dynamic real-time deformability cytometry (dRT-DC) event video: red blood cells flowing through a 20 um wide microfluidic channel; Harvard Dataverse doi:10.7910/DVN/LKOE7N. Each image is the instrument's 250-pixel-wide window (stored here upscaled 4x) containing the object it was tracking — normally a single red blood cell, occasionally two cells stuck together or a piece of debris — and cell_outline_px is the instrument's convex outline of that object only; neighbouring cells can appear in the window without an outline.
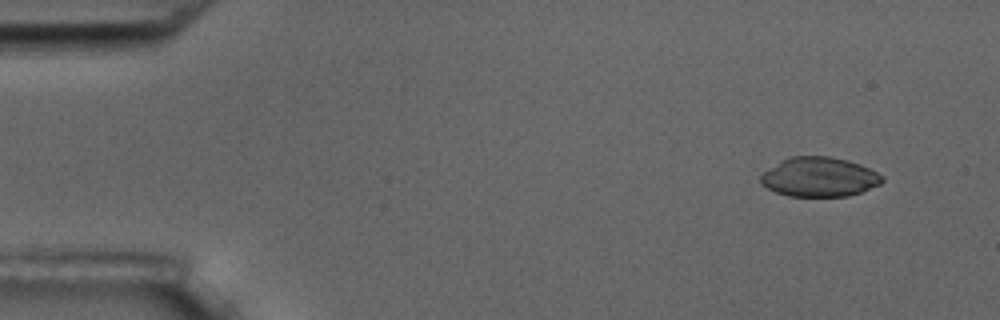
{"species": "common noctule bat (a hibernating species)", "species_latin": "Nyctalus noctula", "temperature_condition": "room temperature", "stored_images_in_passage": 5, "camera_frame_rate_fps": 3000, "um_per_image_px": 0.085, "animal": {"sex": "male", "body_mass_g": 17.5, "forearm_length_mm": 52.3}, "frame": {"image": 1, "passage_image": 1, "time_ms": 0.0, "image_size_px": [1000, 320], "cell_outline_px": [[884, 180], [880, 184], [860, 192], [848, 196], [788, 196], [776, 192], [760, 184], [760, 176], [764, 172], [784, 160], [792, 156], [832, 156], [848, 160], [860, 164], [884, 176]], "centroid_in_image_um": [69.66, 15.05], "position_along_channel_um": 15.3, "area_um2": 27.74}}
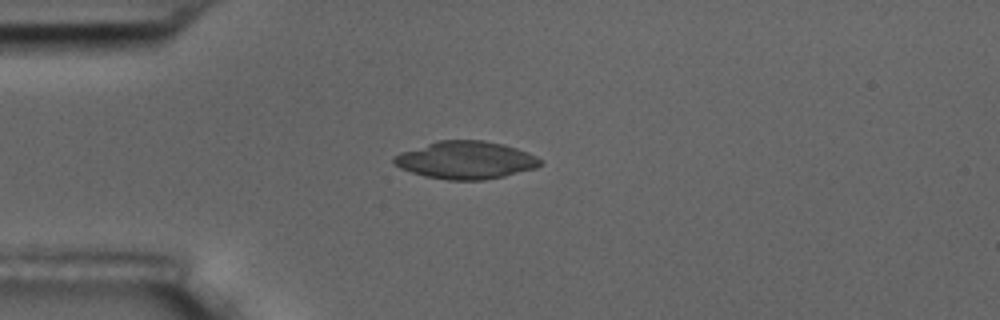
{"frame": {"image": 2, "passage_image": 3, "time_ms": 3.333, "image_size_px": [1000, 320], "cell_outline_px": [[544, 160], [536, 168], [504, 176], [484, 180], [448, 180], [424, 176], [400, 168], [392, 160], [392, 156], [400, 152], [436, 140], [484, 140], [504, 144], [528, 152]], "centroid_in_image_um": [39.58, 13.6], "position_along_channel_um": 45.4, "area_um2": 32.31}}